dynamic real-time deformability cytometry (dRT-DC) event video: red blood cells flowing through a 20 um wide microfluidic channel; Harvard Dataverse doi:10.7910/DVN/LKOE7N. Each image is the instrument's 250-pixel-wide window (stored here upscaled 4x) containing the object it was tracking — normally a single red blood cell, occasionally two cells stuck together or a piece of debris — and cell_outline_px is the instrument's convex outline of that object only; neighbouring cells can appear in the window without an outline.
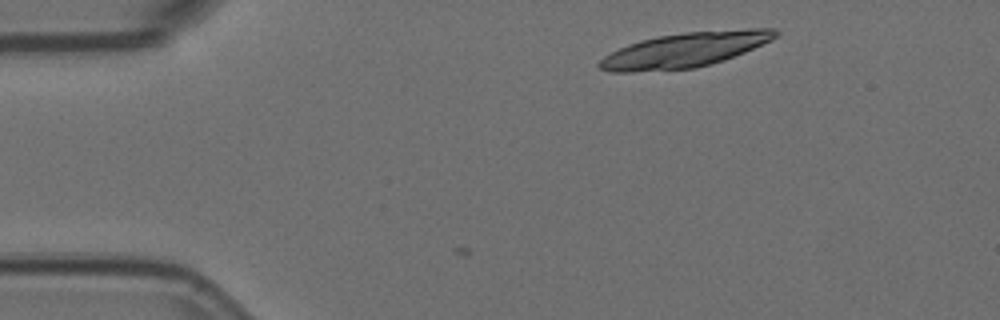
{"species": "Egyptian fruit bat (a non-hibernating species)", "species_latin": "Rousettus aegyptiacus", "temperature_condition": "room temperature", "stored_images_in_passage": 5, "camera_frame_rate_fps": 3000, "um_per_image_px": 0.085, "animal": {"sex": "female"}, "frame": {"image": 1, "passage_image": 1, "time_ms": 0.0, "image_size_px": [1000, 320], "cell_outline_px": [[780, 32], [772, 40], [744, 52], [724, 60], [696, 68], [632, 72], [612, 72], [600, 68], [596, 64], [604, 56], [628, 44], [640, 40], [656, 36], [688, 32], [748, 28], [776, 28]], "centroid_in_image_um": [58.23, 4.24], "position_along_channel_um": 26.8, "area_um2": 35.6}}
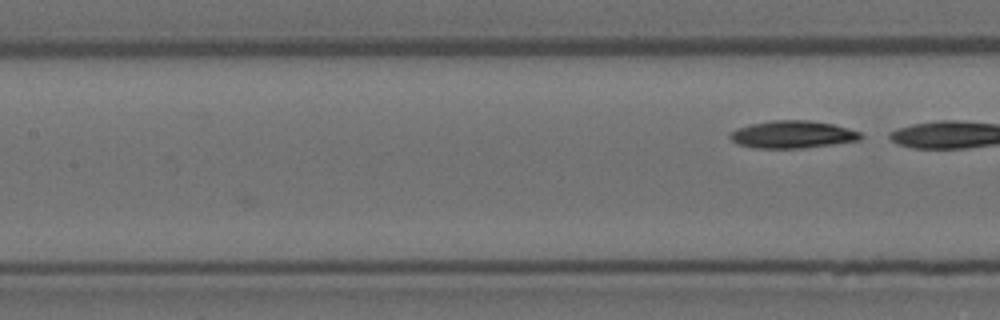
{"frame": {"image": 2, "passage_image": 5, "time_ms": 1.333, "image_size_px": [1000, 320], "cell_outline_px": [[864, 136], [860, 140], [832, 144], [800, 148], [752, 148], [736, 144], [728, 136], [732, 132], [740, 128], [752, 124], [772, 120], [808, 120], [832, 124], [848, 128], [860, 132]], "centroid_in_image_um": [67.37, 11.43], "position_along_channel_um": 140.0, "area_um2": 20.75}}